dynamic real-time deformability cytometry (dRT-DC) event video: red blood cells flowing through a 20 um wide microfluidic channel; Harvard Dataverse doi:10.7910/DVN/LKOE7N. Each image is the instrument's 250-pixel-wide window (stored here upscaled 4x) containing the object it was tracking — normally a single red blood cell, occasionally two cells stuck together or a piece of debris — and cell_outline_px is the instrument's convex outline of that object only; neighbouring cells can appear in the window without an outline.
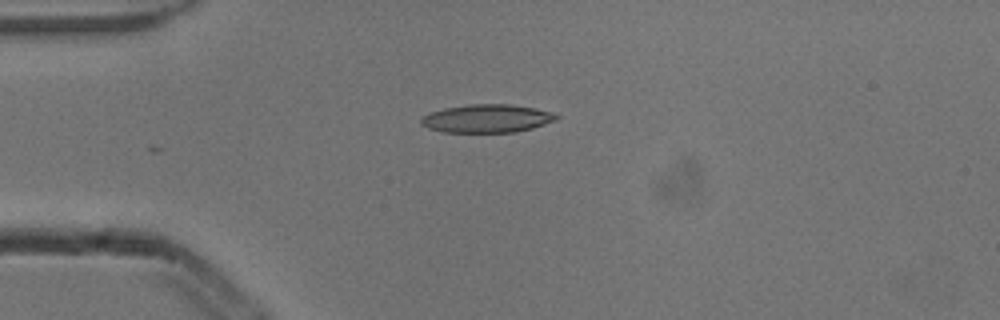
{"species": "common noctule bat (a hibernating species)", "species_latin": "Nyctalus noctula", "temperature_condition": "cold", "stored_images_in_passage": 2, "camera_frame_rate_fps": 3000, "um_per_image_px": 0.085, "animal": {"sex": "male", "body_mass_g": 13.3}, "frame": {"image": 1, "passage_image": 1, "time_ms": 0.0, "image_size_px": [1000, 320], "cell_outline_px": [[560, 116], [556, 120], [532, 128], [516, 132], [444, 132], [428, 128], [420, 124], [420, 116], [444, 108], [472, 104], [512, 104], [536, 108], [552, 112]], "centroid_in_image_um": [41.39, 10.07], "position_along_channel_um": 43.6, "area_um2": 22.31}}